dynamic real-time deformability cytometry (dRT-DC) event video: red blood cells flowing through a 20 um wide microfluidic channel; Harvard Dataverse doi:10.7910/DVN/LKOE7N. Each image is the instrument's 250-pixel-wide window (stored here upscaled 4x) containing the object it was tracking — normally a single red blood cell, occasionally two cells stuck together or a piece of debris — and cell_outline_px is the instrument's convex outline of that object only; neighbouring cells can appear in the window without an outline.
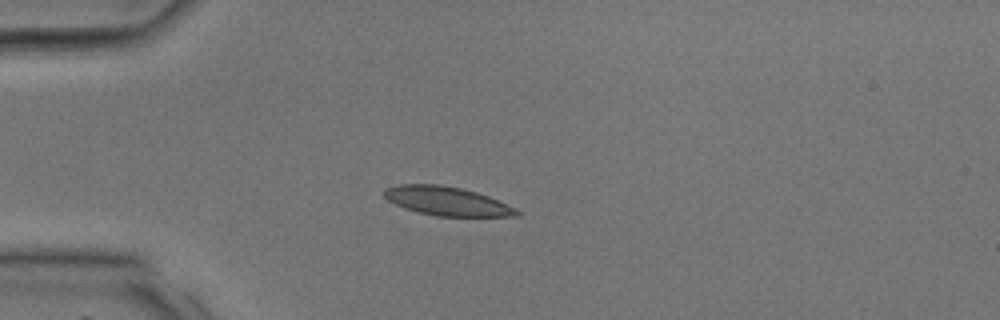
{"species": "common noctule bat (a hibernating species)", "species_latin": "Nyctalus noctula", "temperature_condition": "room temperature", "stored_images_in_passage": 29, "camera_frame_rate_fps": 3000, "um_per_image_px": 0.085, "animal": {"sex": "male", "body_mass_g": 17.9, "forearm_length_mm": 54.2}, "frame": {"image": 1, "passage_image": 2, "time_ms": 0.333, "image_size_px": [1000, 320], "cell_outline_px": [[520, 216], [436, 216], [404, 208], [388, 200], [384, 196], [384, 188], [396, 184], [440, 184], [460, 188], [476, 192], [488, 196], [516, 208], [520, 212]], "centroid_in_image_um": [37.97, 17.09], "position_along_channel_um": 47.0, "area_um2": 22.2}}
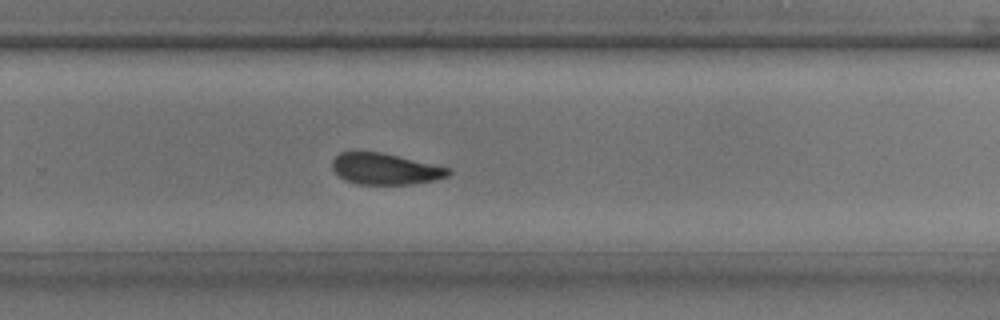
{"frame": {"image": 2, "passage_image": 17, "time_ms": 5.333, "image_size_px": [1000, 320], "cell_outline_px": [[452, 172], [448, 176], [432, 180], [412, 184], [360, 184], [344, 180], [332, 168], [332, 160], [340, 152], [380, 152], [448, 168]], "centroid_in_image_um": [32.7, 14.36], "position_along_channel_um": 297.1, "area_um2": 20.69}}
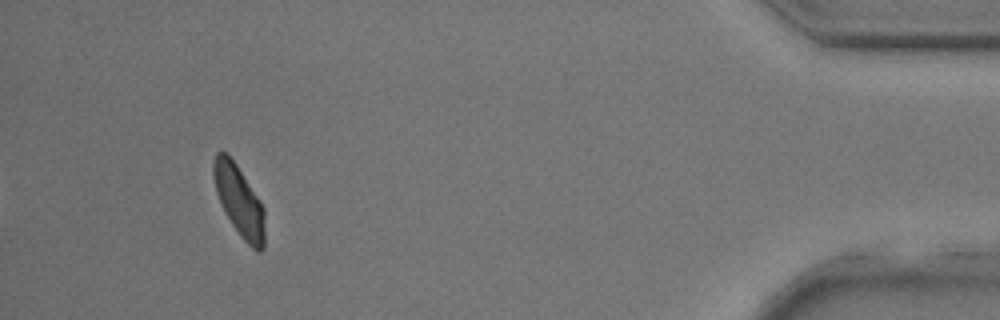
{"frame": {"image": 3, "passage_image": 27, "time_ms": 8.667, "image_size_px": [1000, 320], "cell_outline_px": [[264, 248], [260, 252], [256, 252], [240, 236], [232, 224], [216, 192], [212, 172], [212, 164], [216, 152], [228, 152], [260, 200], [264, 208]], "centroid_in_image_um": [20.33, 17.06], "position_along_channel_um": 414.9, "area_um2": 20.98}}